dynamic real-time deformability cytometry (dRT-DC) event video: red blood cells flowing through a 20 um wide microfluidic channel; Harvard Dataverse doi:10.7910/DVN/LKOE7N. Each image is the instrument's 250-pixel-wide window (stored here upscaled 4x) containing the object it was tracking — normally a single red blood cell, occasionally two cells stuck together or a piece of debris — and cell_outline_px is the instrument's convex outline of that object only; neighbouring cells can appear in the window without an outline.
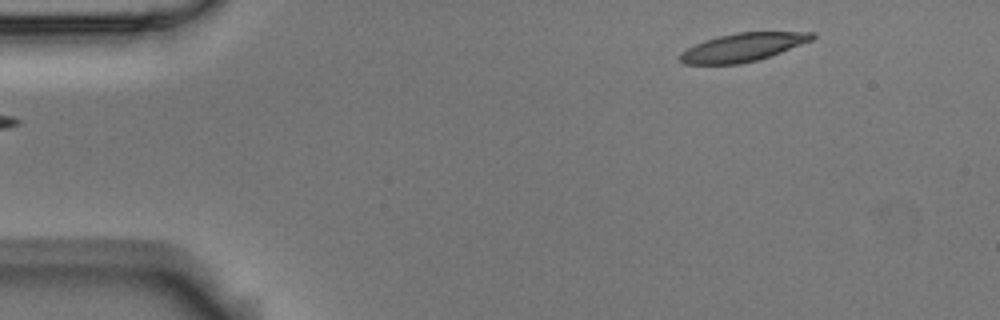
{"species": "Egyptian fruit bat (a non-hibernating species)", "species_latin": "Rousettus aegyptiacus", "temperature_condition": "room temperature", "stored_images_in_passage": 9, "camera_frame_rate_fps": 3000, "um_per_image_px": 0.085, "animal": {"sex": "male"}, "frame": {"image": 1, "passage_image": 1, "time_ms": 0.0, "image_size_px": [1000, 320], "cell_outline_px": [[816, 36], [812, 40], [780, 52], [756, 60], [740, 64], [684, 64], [680, 60], [680, 52], [704, 40], [736, 32], [816, 32]], "centroid_in_image_um": [63.13, 4.01], "position_along_channel_um": 21.9, "area_um2": 21.5}}
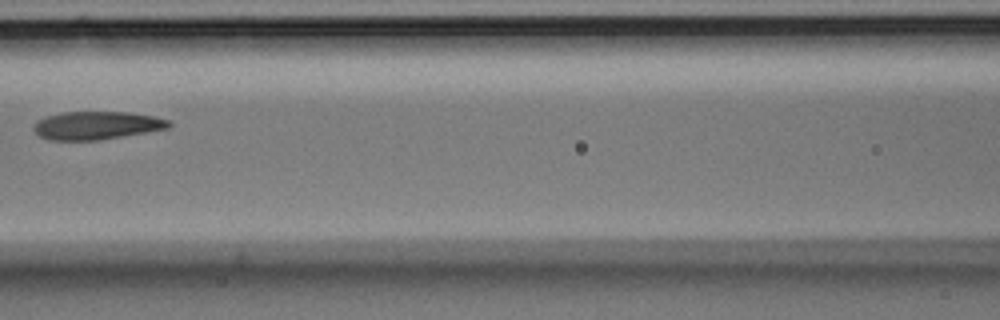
{"frame": {"image": 2, "passage_image": 6, "time_ms": 1.667, "image_size_px": [1000, 320], "cell_outline_px": [[172, 124], [168, 128], [100, 140], [48, 140], [40, 136], [32, 128], [36, 120], [48, 116], [64, 112], [128, 112], [152, 116], [168, 120]], "centroid_in_image_um": [8.18, 10.66], "position_along_channel_um": 158.4, "area_um2": 21.96}}
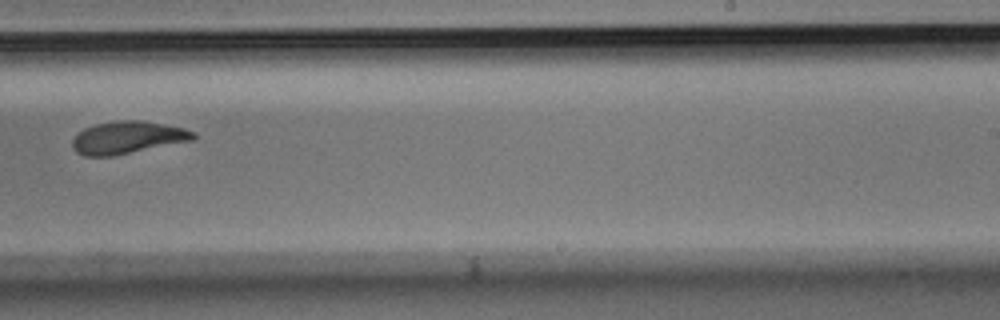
{"frame": {"image": 3, "passage_image": 9, "time_ms": 2.667, "image_size_px": [1000, 320], "cell_outline_px": [[196, 136], [192, 140], [112, 156], [84, 156], [76, 152], [72, 148], [72, 140], [76, 132], [84, 128], [96, 124], [116, 120], [140, 120], [164, 124], [184, 128], [196, 132]], "centroid_in_image_um": [10.8, 11.68], "position_along_channel_um": 278.2, "area_um2": 22.89}}